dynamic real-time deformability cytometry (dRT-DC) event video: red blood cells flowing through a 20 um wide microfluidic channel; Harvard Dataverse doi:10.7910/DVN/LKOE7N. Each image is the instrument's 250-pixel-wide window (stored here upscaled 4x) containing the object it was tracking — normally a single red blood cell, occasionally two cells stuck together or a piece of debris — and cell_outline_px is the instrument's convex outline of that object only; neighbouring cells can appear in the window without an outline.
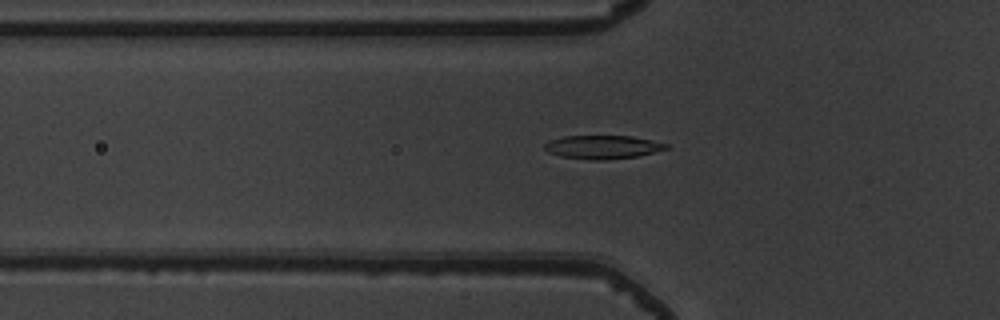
{"species": "common noctule bat (a hibernating species)", "species_latin": "Nyctalus noctula", "temperature_condition": "warm", "stored_images_in_passage": 41, "camera_frame_rate_fps": 3000, "um_per_image_px": 0.085, "animal": {"sex": "male", "body_mass_g": 19.5, "forearm_length_mm": 54.6}, "frame": {"image": 1, "passage_image": 7, "time_ms": 2.0, "image_size_px": [1000, 320], "cell_outline_px": [[668, 148], [636, 156], [604, 160], [592, 160], [560, 156], [548, 152], [544, 148], [544, 144], [548, 140], [564, 136], [632, 136], [668, 144]], "centroid_in_image_um": [51.16, 12.49], "position_along_channel_um": 74.6, "area_um2": 16.47}}
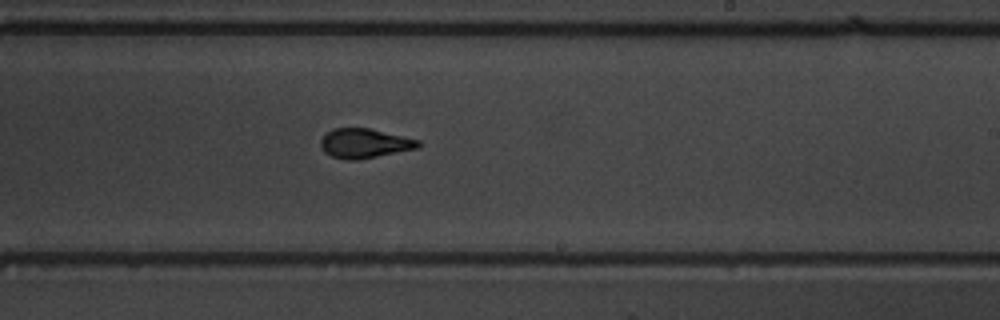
{"frame": {"image": 2, "passage_image": 21, "time_ms": 6.667, "image_size_px": [1000, 320], "cell_outline_px": [[420, 148], [356, 160], [344, 160], [332, 156], [324, 152], [320, 144], [320, 140], [332, 128], [368, 128], [420, 140]], "centroid_in_image_um": [30.98, 12.19], "position_along_channel_um": 258.0, "area_um2": 16.7}}
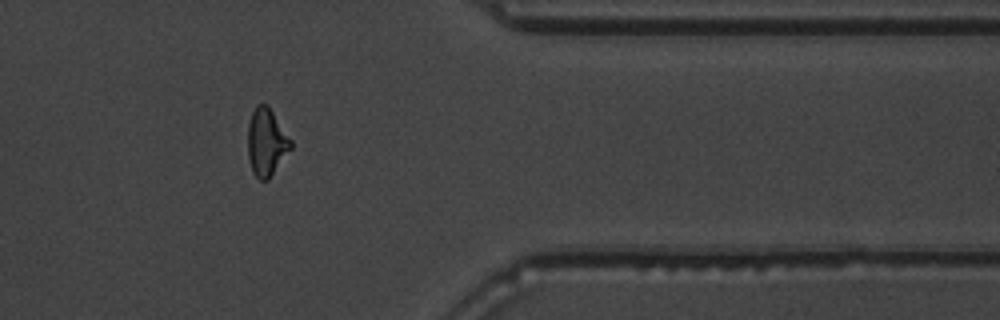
{"frame": {"image": 3, "passage_image": 32, "time_ms": 10.333, "image_size_px": [1000, 320], "cell_outline_px": [[292, 148], [268, 180], [260, 180], [252, 172], [248, 156], [248, 124], [252, 112], [256, 104], [268, 104], [292, 140]], "centroid_in_image_um": [22.65, 12.07], "position_along_channel_um": 388.7, "area_um2": 17.05}, "authors_computed_cell_mechanics": {"area_um2": 16.762, "velocity_mm_per_s": 3.9231, "shape_relaxation_time_tau1_ms": 4.7855, "shape_relaxation_time_tau2_ms": 1.5171, "deformation_change_tau1": 0.2031, "deformation_change_tau2": 0.0775}}